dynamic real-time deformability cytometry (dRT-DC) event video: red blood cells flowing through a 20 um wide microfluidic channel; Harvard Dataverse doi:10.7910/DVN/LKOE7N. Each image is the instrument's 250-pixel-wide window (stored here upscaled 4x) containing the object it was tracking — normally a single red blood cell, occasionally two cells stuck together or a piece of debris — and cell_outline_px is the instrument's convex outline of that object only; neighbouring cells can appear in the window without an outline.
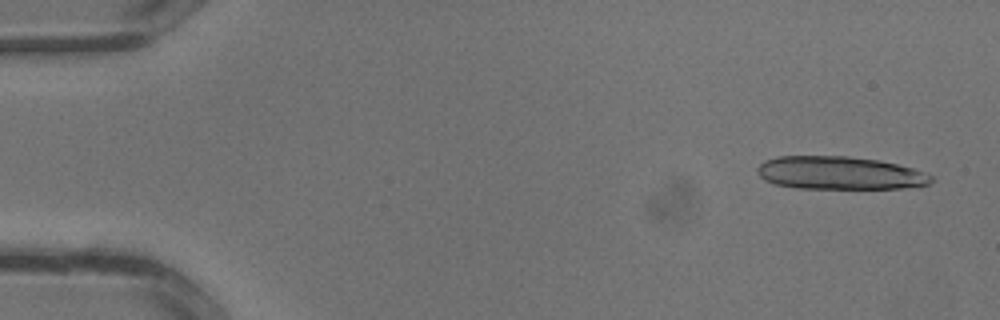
{"species": "common noctule bat (a hibernating species)", "species_latin": "Nyctalus noctula", "temperature_condition": "warm", "stored_images_in_passage": 21, "segment_of_instrument_passage": [1, 2], "camera_frame_rate_fps": 3000, "um_per_image_px": 0.085, "animal": {"sex": "male", "body_mass_g": 13.3}, "frame": {"image": 1, "passage_image": 2, "time_ms": 0.333, "image_size_px": [1000, 320], "cell_outline_px": [[936, 180], [928, 184], [904, 188], [796, 188], [776, 184], [764, 180], [756, 172], [756, 168], [764, 160], [776, 156], [848, 156], [876, 160], [896, 164], [912, 168], [924, 172], [932, 176]], "centroid_in_image_um": [71.34, 14.7], "position_along_channel_um": 13.7, "area_um2": 33.47}}